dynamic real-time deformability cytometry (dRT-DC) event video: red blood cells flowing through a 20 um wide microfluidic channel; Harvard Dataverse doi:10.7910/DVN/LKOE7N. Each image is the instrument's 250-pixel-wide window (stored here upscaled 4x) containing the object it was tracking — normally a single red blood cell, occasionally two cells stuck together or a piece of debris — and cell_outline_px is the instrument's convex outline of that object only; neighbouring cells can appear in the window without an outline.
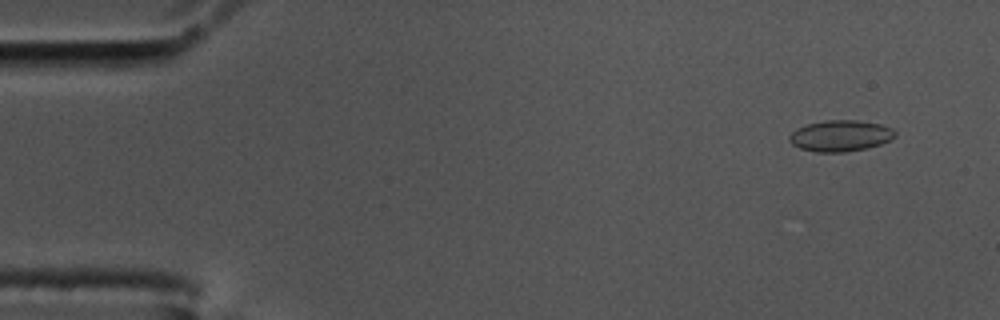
{"species": "common noctule bat (a hibernating species)", "species_latin": "Nyctalus noctula", "temperature_condition": "cold", "stored_images_in_passage": 54, "camera_frame_rate_fps": 3000, "um_per_image_px": 0.085, "animal": {"sex": "male", "body_mass_g": 17.5, "forearm_length_mm": 52.3}, "frame": {"image": 1, "passage_image": 1, "time_ms": 0.0, "image_size_px": [1000, 320], "cell_outline_px": [[896, 136], [880, 144], [868, 148], [844, 152], [816, 152], [800, 148], [792, 144], [788, 140], [788, 136], [796, 128], [808, 124], [824, 120], [856, 120], [880, 124], [892, 128], [896, 132]], "centroid_in_image_um": [71.42, 11.54], "position_along_channel_um": 13.6, "area_um2": 19.25}}
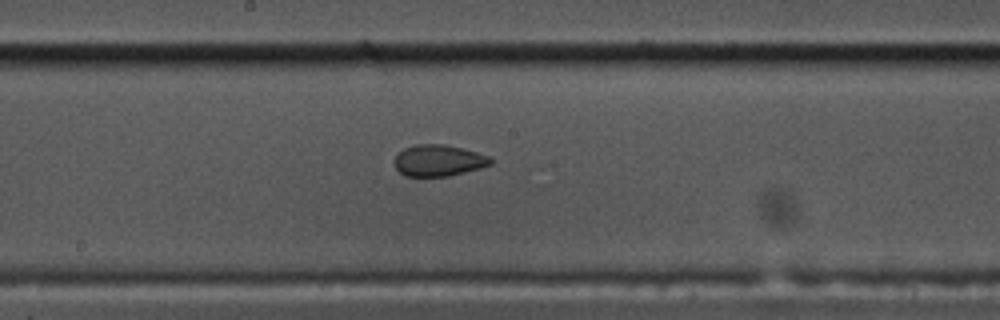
{"frame": {"image": 2, "passage_image": 27, "time_ms": 8.667, "image_size_px": [1000, 320], "cell_outline_px": [[492, 164], [480, 168], [448, 176], [404, 176], [392, 164], [392, 160], [404, 148], [416, 144], [444, 144], [492, 156]], "centroid_in_image_um": [37.26, 13.64], "position_along_channel_um": 210.9, "area_um2": 17.69}}
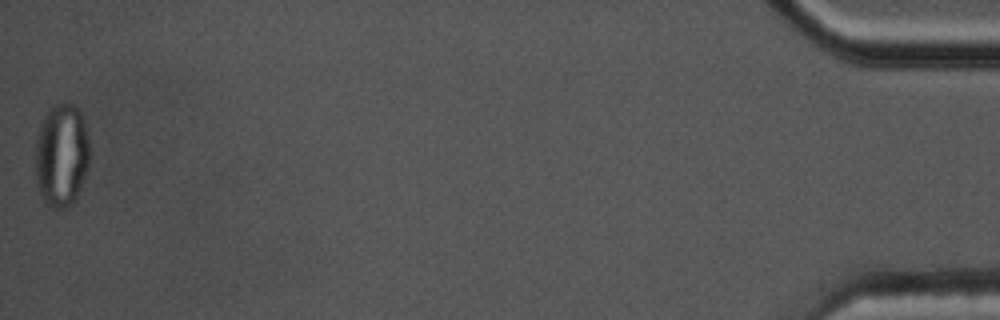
{"frame": {"image": 3, "passage_image": 54, "time_ms": 17.667, "image_size_px": [1000, 320], "cell_outline_px": [[88, 164], [76, 200], [64, 208], [52, 208], [44, 204], [36, 180], [36, 140], [40, 124], [44, 116], [56, 104], [68, 100], [80, 112], [84, 124], [88, 140]], "centroid_in_image_um": [5.21, 13.2], "position_along_channel_um": 430.0, "area_um2": 32.43}, "authors_computed_cell_mechanics": {"area_um2": 18.2648, "velocity_mm_per_s": 3.5111, "shape_relaxation_time_tau1_ms": null, "shape_relaxation_time_tau2_ms": 1.5785, "deformation_change_tau1": null, "deformation_change_tau2": 0.0492}}